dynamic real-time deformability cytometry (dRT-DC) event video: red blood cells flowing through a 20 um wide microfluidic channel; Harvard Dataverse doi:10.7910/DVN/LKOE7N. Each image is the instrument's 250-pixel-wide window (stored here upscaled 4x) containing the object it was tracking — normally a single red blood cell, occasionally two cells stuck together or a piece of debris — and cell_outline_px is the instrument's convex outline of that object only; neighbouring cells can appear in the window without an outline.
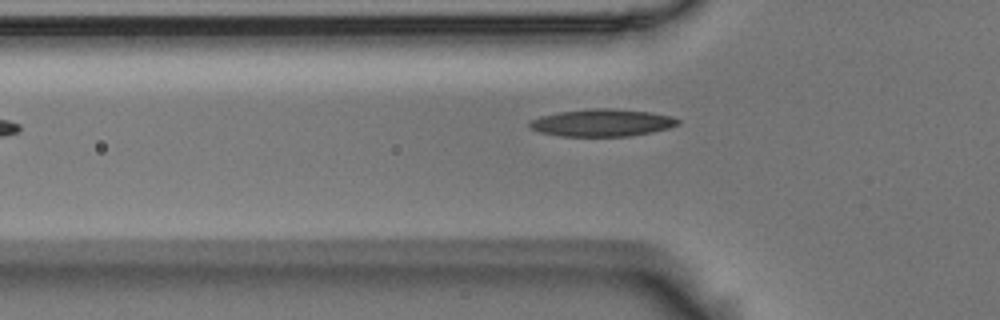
{"species": "Egyptian fruit bat (a non-hibernating species)", "species_latin": "Rousettus aegyptiacus", "temperature_condition": "room temperature", "stored_images_in_passage": 5, "segment_of_instrument_passage": [2, 2], "camera_frame_rate_fps": 3000, "um_per_image_px": 0.085, "animal": {"sex": "male"}, "frame": {"image": 1, "passage_image": 5, "time_ms": 1.333, "image_size_px": [1000, 320], "cell_outline_px": [[680, 124], [668, 128], [628, 136], [560, 136], [540, 132], [532, 128], [528, 124], [532, 120], [540, 116], [560, 112], [592, 108], [612, 108], [648, 112], [672, 116], [680, 120]], "centroid_in_image_um": [51.18, 10.43], "position_along_channel_um": 74.6, "area_um2": 23.35}}